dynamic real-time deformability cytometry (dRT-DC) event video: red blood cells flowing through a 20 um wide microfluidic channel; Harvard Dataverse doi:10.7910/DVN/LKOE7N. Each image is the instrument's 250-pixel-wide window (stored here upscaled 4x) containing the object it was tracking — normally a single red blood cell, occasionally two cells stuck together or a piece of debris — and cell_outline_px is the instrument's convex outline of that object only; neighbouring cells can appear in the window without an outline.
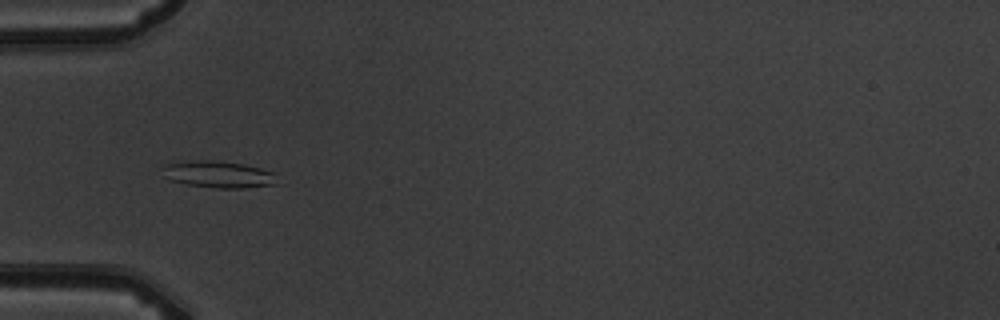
{"species": "common noctule bat (a hibernating species)", "species_latin": "Nyctalus noctula", "temperature_condition": "warm", "stored_images_in_passage": 8, "camera_frame_rate_fps": 3000, "um_per_image_px": 0.085, "animal": {"sex": "male", "body_mass_g": 19.5, "forearm_length_mm": 54.6}, "frame": {"image": 1, "passage_image": 6, "time_ms": 5.667, "image_size_px": [1000, 320], "cell_outline_px": [[284, 184], [244, 188], [216, 188], [188, 184], [172, 180], [164, 168], [168, 164], [200, 160], [208, 160], [244, 164], [276, 172]], "centroid_in_image_um": [18.84, 14.85], "position_along_channel_um": 66.2, "area_um2": 17.74}}
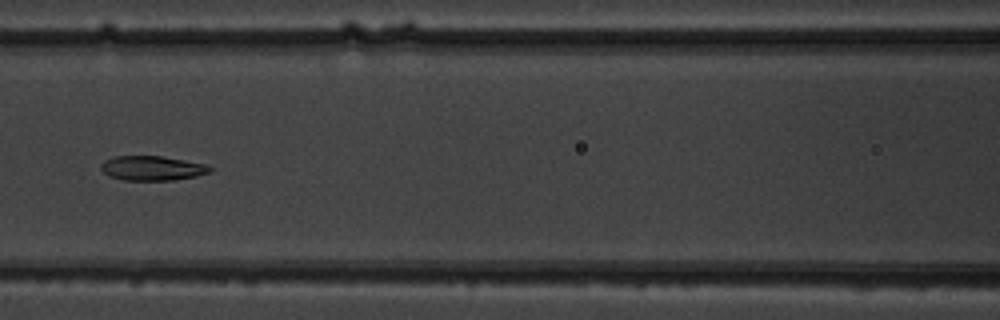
{"frame": {"image": 2, "passage_image": 8, "time_ms": 8.0, "image_size_px": [1000, 320], "cell_outline_px": [[212, 172], [196, 176], [172, 180], [124, 180], [108, 176], [100, 168], [100, 164], [104, 160], [112, 156], [160, 156], [208, 164], [212, 168]], "centroid_in_image_um": [12.93, 14.29], "position_along_channel_um": 153.7, "area_um2": 15.72}}